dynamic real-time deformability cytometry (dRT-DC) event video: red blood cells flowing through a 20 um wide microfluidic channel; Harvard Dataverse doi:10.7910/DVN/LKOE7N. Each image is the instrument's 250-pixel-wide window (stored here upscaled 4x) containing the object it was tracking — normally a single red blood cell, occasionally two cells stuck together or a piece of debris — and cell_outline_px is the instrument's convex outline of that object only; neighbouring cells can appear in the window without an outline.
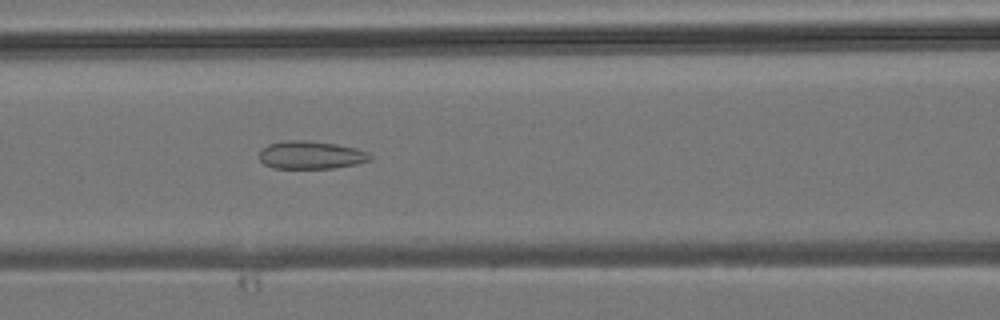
{"species": "common noctule bat (a hibernating species)", "species_latin": "Nyctalus noctula", "temperature_condition": "room temperature", "stored_images_in_passage": 45, "camera_frame_rate_fps": 3000, "um_per_image_px": 0.085, "animal": {"sex": "male", "body_mass_g": 19.2, "forearm_length_mm": 51.8}, "frame": {"image": 1, "passage_image": 19, "time_ms": 6.0, "image_size_px": [1000, 320], "cell_outline_px": [[372, 160], [356, 164], [332, 168], [272, 168], [264, 164], [260, 160], [260, 148], [268, 144], [284, 140], [304, 140], [336, 144], [356, 148], [368, 152], [372, 156]], "centroid_in_image_um": [26.41, 13.17], "position_along_channel_um": 140.2, "area_um2": 18.15}}
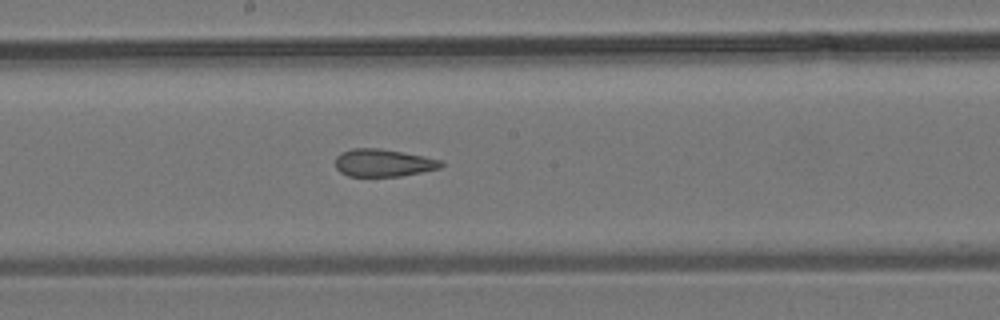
{"frame": {"image": 2, "passage_image": 24, "time_ms": 7.667, "image_size_px": [1000, 320], "cell_outline_px": [[444, 164], [440, 168], [400, 176], [348, 176], [340, 172], [336, 168], [336, 156], [340, 152], [352, 148], [380, 148], [424, 156], [444, 160]], "centroid_in_image_um": [32.58, 13.83], "position_along_channel_um": 215.6, "area_um2": 17.05}}
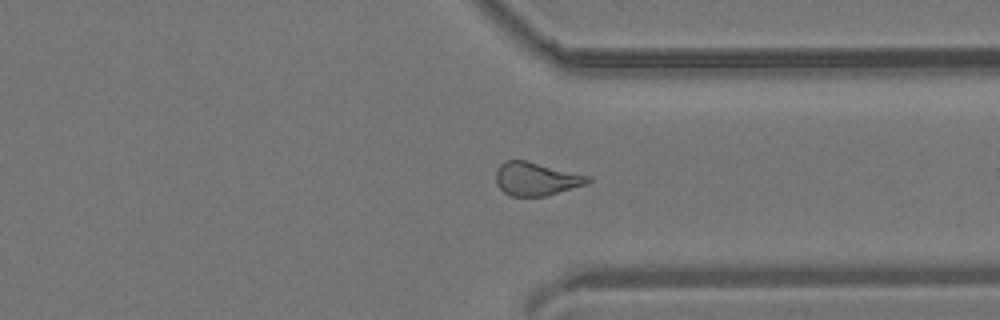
{"frame": {"image": 3, "passage_image": 34, "time_ms": 11.0, "image_size_px": [1000, 320], "cell_outline_px": [[592, 180], [588, 184], [544, 196], [512, 196], [504, 192], [496, 184], [496, 172], [500, 164], [504, 160], [528, 160], [592, 176]], "centroid_in_image_um": [45.61, 15.18], "position_along_channel_um": 365.8, "area_um2": 18.09}}